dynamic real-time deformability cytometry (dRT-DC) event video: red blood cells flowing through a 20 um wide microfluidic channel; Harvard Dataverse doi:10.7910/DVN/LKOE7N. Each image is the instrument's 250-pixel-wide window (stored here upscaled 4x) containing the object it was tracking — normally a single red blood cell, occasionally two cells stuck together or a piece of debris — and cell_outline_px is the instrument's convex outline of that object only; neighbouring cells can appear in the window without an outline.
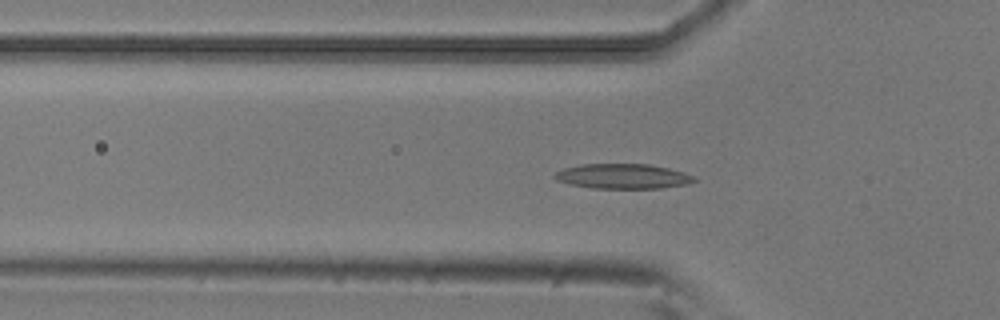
{"species": "common noctule bat (a hibernating species)", "species_latin": "Nyctalus noctula", "temperature_condition": "room temperature", "stored_images_in_passage": 44, "camera_frame_rate_fps": 3000, "um_per_image_px": 0.085, "animal": {"sex": "male", "body_mass_g": 20.5, "forearm_length_mm": 52.5}, "frame": {"image": 1, "passage_image": 16, "time_ms": 5.0, "image_size_px": [1000, 320], "cell_outline_px": [[696, 180], [684, 184], [660, 188], [592, 188], [572, 184], [556, 180], [552, 176], [556, 172], [564, 168], [580, 164], [648, 164], [668, 168], [684, 172], [692, 176]], "centroid_in_image_um": [52.89, 14.97], "position_along_channel_um": 72.9, "area_um2": 20.0}}
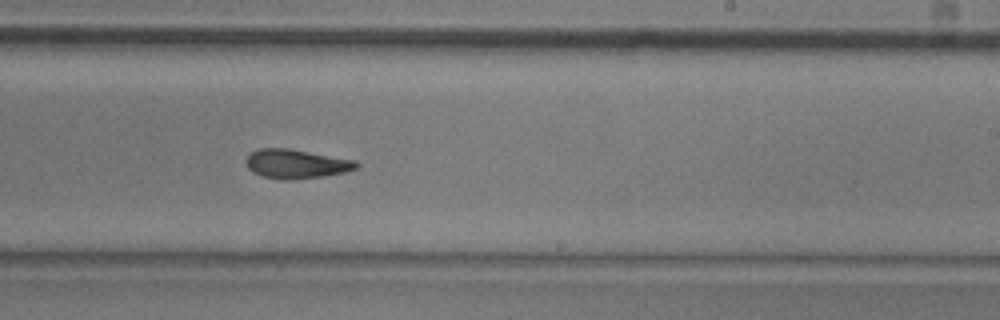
{"frame": {"image": 2, "passage_image": 31, "time_ms": 10.0, "image_size_px": [1000, 320], "cell_outline_px": [[360, 164], [356, 168], [344, 172], [324, 176], [292, 180], [284, 180], [260, 176], [252, 172], [248, 168], [244, 160], [252, 152], [260, 148], [288, 148], [356, 160]], "centroid_in_image_um": [25.16, 13.93], "position_along_channel_um": 263.8, "area_um2": 18.84}}
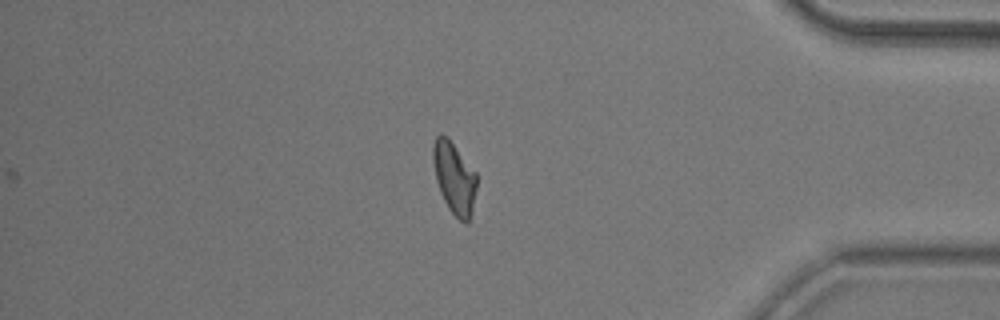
{"frame": {"image": 3, "passage_image": 44, "time_ms": 14.333, "image_size_px": [1000, 320], "cell_outline_px": [[476, 188], [472, 212], [468, 224], [464, 224], [448, 208], [440, 192], [436, 180], [432, 160], [432, 148], [436, 136], [440, 132], [448, 136], [476, 172]], "centroid_in_image_um": [38.6, 15.09], "position_along_channel_um": 396.6, "area_um2": 18.5}, "authors_computed_cell_mechanics": {"area_um2": 18.9295, "velocity_mm_per_s": 3.8034, "shape_relaxation_time_tau1_ms": null, "shape_relaxation_time_tau2_ms": 6.0909, "deformation_change_tau1": null, "deformation_change_tau2": 0.155}}